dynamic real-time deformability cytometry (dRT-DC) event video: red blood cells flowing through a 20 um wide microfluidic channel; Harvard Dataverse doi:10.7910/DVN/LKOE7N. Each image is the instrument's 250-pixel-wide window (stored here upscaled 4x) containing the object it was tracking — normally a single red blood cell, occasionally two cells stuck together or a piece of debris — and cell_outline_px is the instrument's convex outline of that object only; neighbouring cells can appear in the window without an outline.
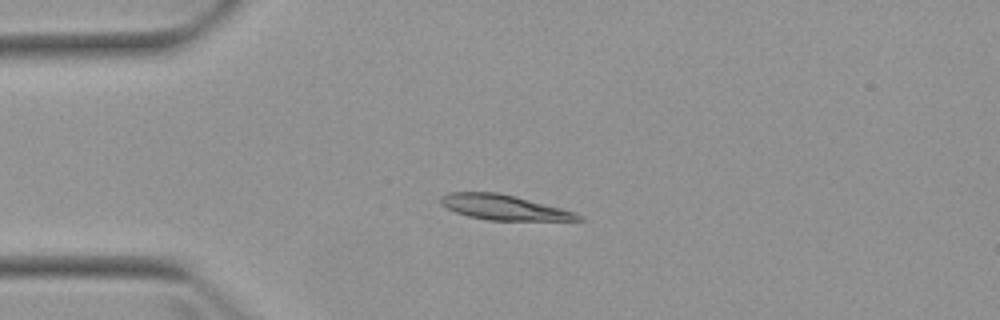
{"species": "Egyptian fruit bat (a non-hibernating species)", "species_latin": "Rousettus aegyptiacus", "temperature_condition": "warm", "stored_images_in_passage": 6, "camera_frame_rate_fps": 3000, "um_per_image_px": 0.085, "animal": {"sex": "female"}, "frame": {"image": 1, "passage_image": 4, "time_ms": 3.667, "image_size_px": [1000, 320], "cell_outline_px": [[584, 220], [488, 220], [468, 216], [456, 212], [440, 204], [440, 196], [448, 192], [496, 192], [516, 196], [560, 208], [572, 212], [580, 216]], "centroid_in_image_um": [42.75, 17.61], "position_along_channel_um": 42.3, "area_um2": 19.77}}
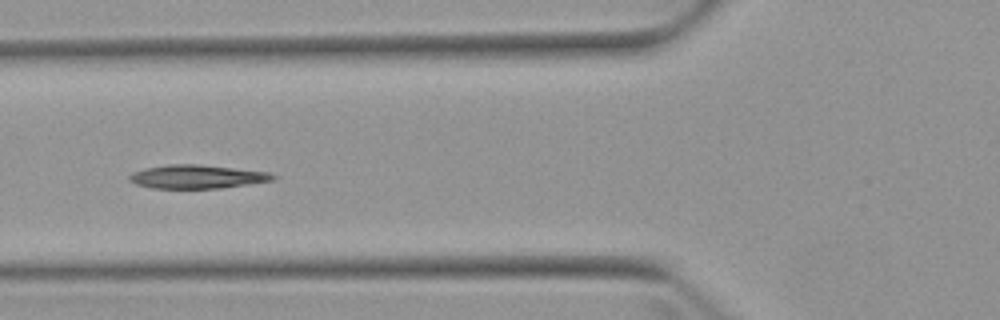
{"frame": {"image": 2, "passage_image": 6, "time_ms": 6.0, "image_size_px": [1000, 320], "cell_outline_px": [[276, 176], [272, 180], [248, 184], [220, 188], [152, 188], [136, 184], [128, 180], [128, 176], [132, 172], [144, 168], [168, 164], [196, 164], [268, 172]], "centroid_in_image_um": [16.67, 15.01], "position_along_channel_um": 109.1, "area_um2": 19.54}}